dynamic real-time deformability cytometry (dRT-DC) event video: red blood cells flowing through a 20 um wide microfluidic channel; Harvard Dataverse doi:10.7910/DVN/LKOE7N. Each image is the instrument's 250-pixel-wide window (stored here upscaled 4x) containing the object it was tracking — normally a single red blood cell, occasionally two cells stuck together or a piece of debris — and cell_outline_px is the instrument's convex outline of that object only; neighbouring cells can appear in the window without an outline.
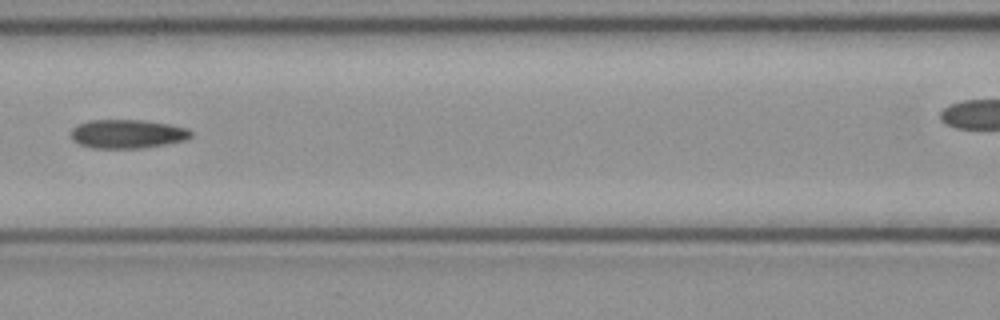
{"species": "common noctule bat (a hibernating species)", "species_latin": "Nyctalus noctula", "temperature_condition": "cold", "stored_images_in_passage": 8, "segment_of_instrument_passage": [1, 2], "camera_frame_rate_fps": 3000, "um_per_image_px": 0.085, "animal": {"sex": "female", "body_mass_g": 21.9}, "frame": {"image": 1, "passage_image": 6, "time_ms": 1.667, "image_size_px": [1000, 320], "cell_outline_px": [[192, 136], [188, 140], [140, 148], [92, 148], [80, 144], [72, 140], [72, 128], [76, 124], [88, 120], [144, 120], [168, 124], [188, 128], [192, 132]], "centroid_in_image_um": [10.83, 11.37], "position_along_channel_um": 155.8, "area_um2": 20.23}}
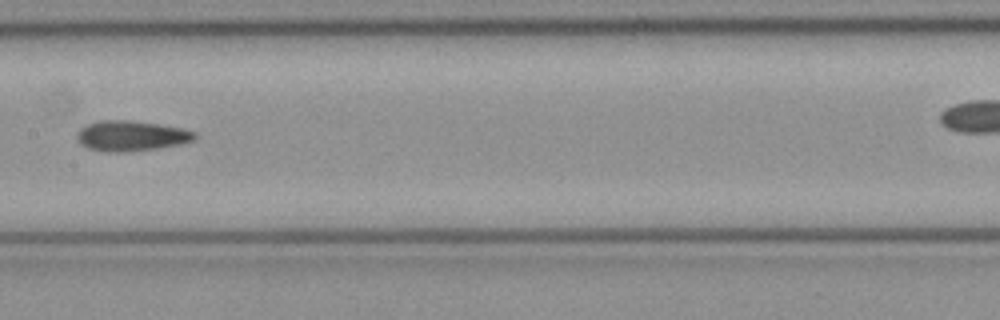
{"frame": {"image": 2, "passage_image": 7, "time_ms": 2.0, "image_size_px": [1000, 320], "cell_outline_px": [[196, 140], [180, 144], [160, 148], [124, 152], [108, 152], [88, 148], [80, 144], [76, 140], [76, 136], [80, 128], [88, 124], [100, 120], [128, 120], [160, 124], [184, 128], [196, 132]], "centroid_in_image_um": [11.17, 11.55], "position_along_channel_um": 196.2, "area_um2": 21.04}}